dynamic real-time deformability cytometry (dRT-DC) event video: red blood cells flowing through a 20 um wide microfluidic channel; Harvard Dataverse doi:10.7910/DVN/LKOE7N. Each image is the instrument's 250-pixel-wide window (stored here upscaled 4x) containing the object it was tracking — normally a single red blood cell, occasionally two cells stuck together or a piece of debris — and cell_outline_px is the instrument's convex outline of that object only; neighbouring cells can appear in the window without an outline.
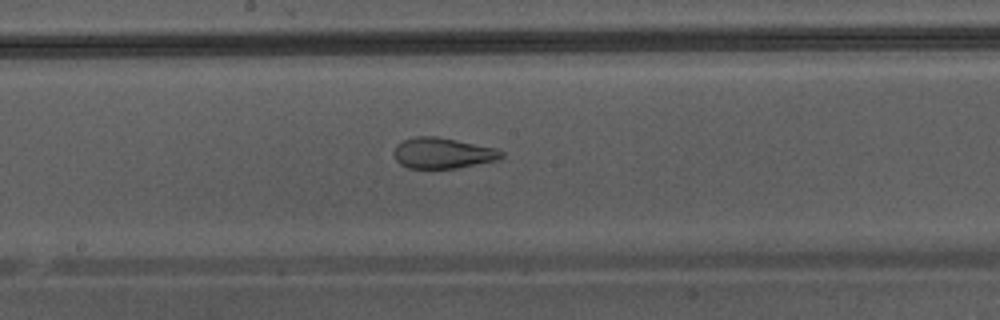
{"species": "Egyptian fruit bat (a non-hibernating species)", "species_latin": "Rousettus aegyptiacus", "temperature_condition": "warm", "stored_images_in_passage": 47, "camera_frame_rate_fps": 3000, "um_per_image_px": 0.085, "animal": {"sex": "male"}, "frame": {"image": 1, "passage_image": 27, "time_ms": 8.667, "image_size_px": [1000, 320], "cell_outline_px": [[504, 156], [496, 160], [456, 168], [408, 168], [400, 164], [396, 160], [392, 152], [396, 144], [404, 140], [416, 136], [436, 136], [496, 148], [504, 152]], "centroid_in_image_um": [37.59, 13.01], "position_along_channel_um": 210.6, "area_um2": 19.25}}